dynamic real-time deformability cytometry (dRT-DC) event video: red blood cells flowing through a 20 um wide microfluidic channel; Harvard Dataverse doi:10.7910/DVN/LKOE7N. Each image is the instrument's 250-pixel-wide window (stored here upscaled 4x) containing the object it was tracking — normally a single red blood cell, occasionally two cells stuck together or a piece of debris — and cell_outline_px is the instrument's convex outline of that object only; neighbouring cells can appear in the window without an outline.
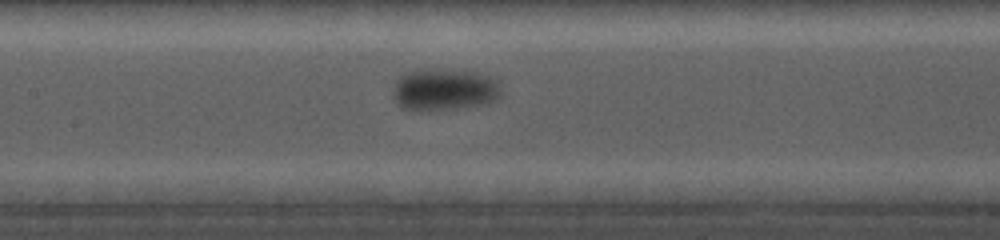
{"species": "common noctule bat (a hibernating species)", "species_latin": "Nyctalus noctula", "temperature_condition": "cold", "stored_images_in_passage": 34, "camera_frame_rate_fps": 5000, "um_per_image_px": 0.085, "animal": {"sex": "female", "body_mass_g": 19.0, "forearm_length_mm": 56.7}, "frame": {"image": 1, "passage_image": 19, "time_ms": 7.0, "image_size_px": [1000, 240], "cell_outline_px": [[500, 96], [496, 100], [484, 104], [456, 108], [400, 108], [392, 92], [396, 80], [404, 72], [428, 68], [436, 68], [476, 72], [488, 76], [496, 80], [500, 88]], "centroid_in_image_um": [37.76, 7.56], "position_along_channel_um": 169.6, "area_um2": 26.07}}
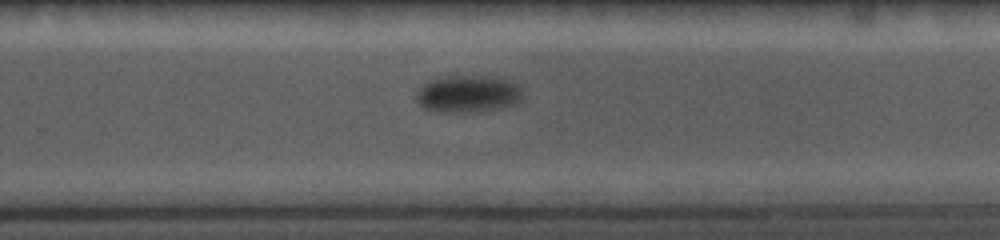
{"frame": {"image": 2, "passage_image": 25, "time_ms": 10.4, "image_size_px": [1000, 240], "cell_outline_px": [[520, 104], [504, 108], [476, 112], [436, 112], [424, 108], [416, 100], [416, 92], [424, 84], [432, 80], [452, 76], [496, 76], [512, 80], [520, 84]], "centroid_in_image_um": [39.84, 7.99], "position_along_channel_um": 290.0, "area_um2": 23.41}}
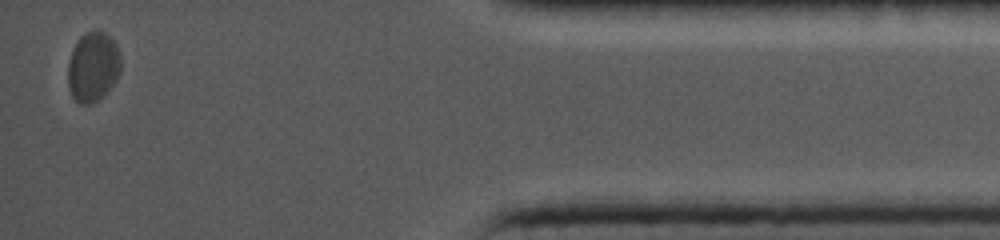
{"frame": {"image": 3, "passage_image": 34, "time_ms": 15.4, "image_size_px": [1000, 240], "cell_outline_px": [[120, 72], [116, 80], [96, 100], [88, 104], [80, 104], [72, 96], [68, 88], [68, 64], [72, 48], [80, 36], [88, 32], [104, 32], [116, 44], [120, 52]], "centroid_in_image_um": [7.88, 5.67], "position_along_channel_um": 427.3, "area_um2": 21.15}}